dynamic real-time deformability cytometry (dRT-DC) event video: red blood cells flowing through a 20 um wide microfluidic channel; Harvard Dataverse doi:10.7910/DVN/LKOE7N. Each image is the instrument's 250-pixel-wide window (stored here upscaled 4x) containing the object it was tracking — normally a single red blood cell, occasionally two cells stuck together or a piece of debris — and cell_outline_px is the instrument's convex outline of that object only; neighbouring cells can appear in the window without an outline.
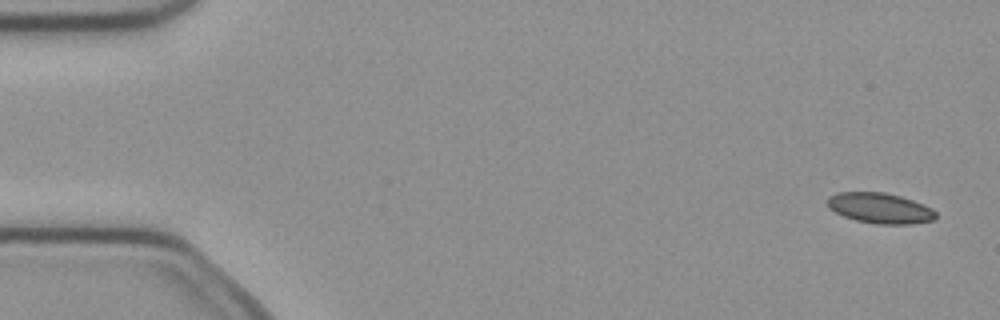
{"species": "common noctule bat (a hibernating species)", "species_latin": "Nyctalus noctula", "temperature_condition": "cold", "stored_images_in_passage": 5, "camera_frame_rate_fps": 3000, "um_per_image_px": 0.085, "animal": {"sex": "female", "body_mass_g": 21.9}, "frame": {"image": 1, "passage_image": 1, "time_ms": 0.0, "image_size_px": [1000, 320], "cell_outline_px": [[936, 216], [932, 220], [912, 224], [876, 224], [856, 220], [844, 216], [828, 208], [828, 196], [836, 192], [884, 192], [900, 196], [924, 204], [932, 208], [936, 212]], "centroid_in_image_um": [74.79, 17.69], "position_along_channel_um": 10.2, "area_um2": 19.25}}
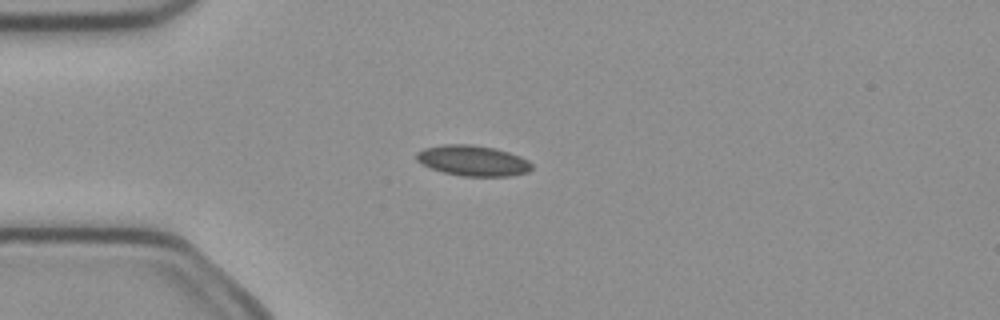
{"frame": {"image": 2, "passage_image": 4, "time_ms": 1.0, "image_size_px": [1000, 320], "cell_outline_px": [[532, 168], [528, 172], [508, 176], [460, 176], [444, 172], [420, 164], [416, 160], [416, 152], [424, 148], [444, 144], [472, 144], [496, 148], [520, 156], [528, 160], [532, 164]], "centroid_in_image_um": [40.18, 13.65], "position_along_channel_um": 44.8, "area_um2": 20.63}}